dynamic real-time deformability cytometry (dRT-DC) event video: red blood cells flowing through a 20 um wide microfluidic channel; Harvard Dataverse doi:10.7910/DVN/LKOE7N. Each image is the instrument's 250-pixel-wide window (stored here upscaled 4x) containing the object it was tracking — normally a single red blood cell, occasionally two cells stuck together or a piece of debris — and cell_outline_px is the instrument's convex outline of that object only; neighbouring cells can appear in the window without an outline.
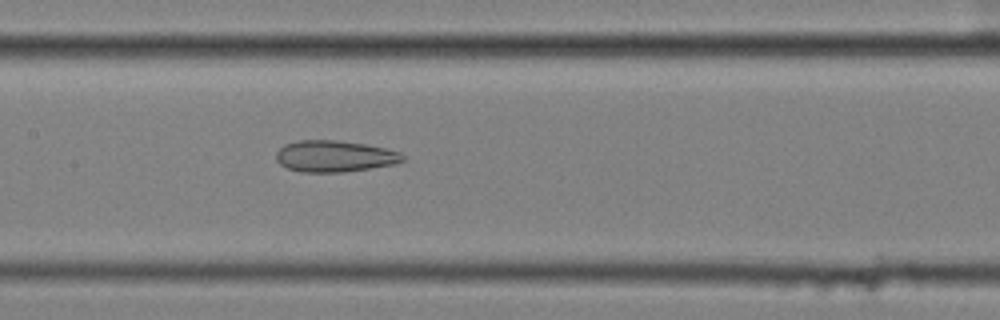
{"species": "common noctule bat (a hibernating species)", "species_latin": "Nyctalus noctula", "temperature_condition": "cold", "stored_images_in_passage": 57, "camera_frame_rate_fps": 3000, "um_per_image_px": 0.085, "animal": {"sex": "female", "body_mass_g": 25.1}, "frame": {"image": 1, "passage_image": 28, "time_ms": 9.0, "image_size_px": [1000, 320], "cell_outline_px": [[404, 160], [396, 164], [344, 172], [300, 172], [288, 168], [280, 164], [276, 160], [276, 152], [284, 144], [296, 140], [336, 140], [364, 144], [384, 148], [400, 152], [404, 156]], "centroid_in_image_um": [28.42, 13.28], "position_along_channel_um": 179.0, "area_um2": 23.24}}
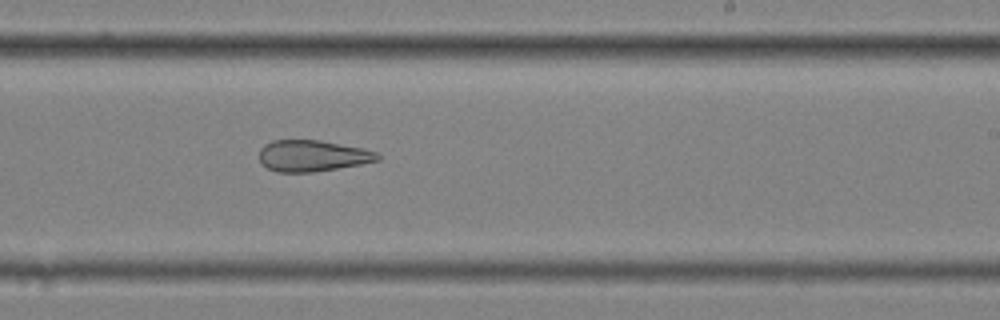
{"frame": {"image": 2, "passage_image": 35, "time_ms": 11.333, "image_size_px": [1000, 320], "cell_outline_px": [[380, 160], [360, 164], [312, 172], [276, 172], [260, 164], [260, 148], [264, 144], [272, 140], [320, 140], [364, 148], [376, 152], [380, 156]], "centroid_in_image_um": [26.53, 13.23], "position_along_channel_um": 262.5, "area_um2": 21.62}}
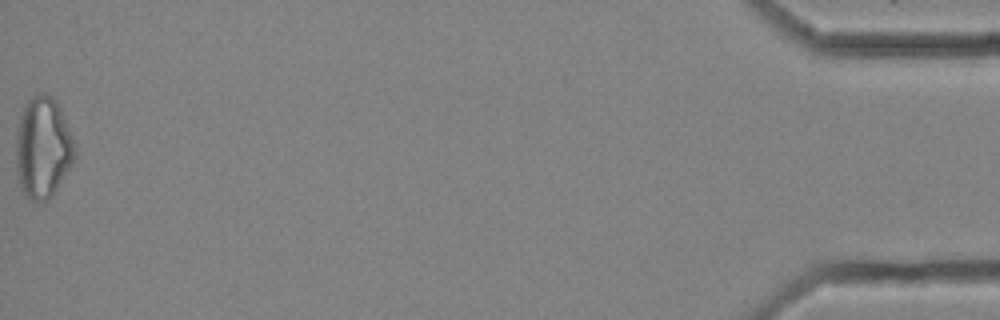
{"frame": {"image": 3, "passage_image": 57, "time_ms": 18.667, "image_size_px": [1000, 320], "cell_outline_px": [[76, 152], [72, 164], [52, 196], [48, 200], [40, 204], [36, 204], [24, 196], [20, 188], [16, 168], [16, 136], [20, 116], [24, 104], [32, 96], [40, 92], [44, 92], [52, 96], [56, 100], [60, 108], [76, 144]], "centroid_in_image_um": [3.64, 12.58], "position_along_channel_um": 431.6, "area_um2": 35.37}, "authors_computed_cell_mechanics": {"area_um2": 28.5532, "velocity_mm_per_s": 3.5906, "shape_relaxation_time_tau1_ms": null, "shape_relaxation_time_tau2_ms": 3.3932, "deformation_change_tau1": null, "deformation_change_tau2": 0.1388}}